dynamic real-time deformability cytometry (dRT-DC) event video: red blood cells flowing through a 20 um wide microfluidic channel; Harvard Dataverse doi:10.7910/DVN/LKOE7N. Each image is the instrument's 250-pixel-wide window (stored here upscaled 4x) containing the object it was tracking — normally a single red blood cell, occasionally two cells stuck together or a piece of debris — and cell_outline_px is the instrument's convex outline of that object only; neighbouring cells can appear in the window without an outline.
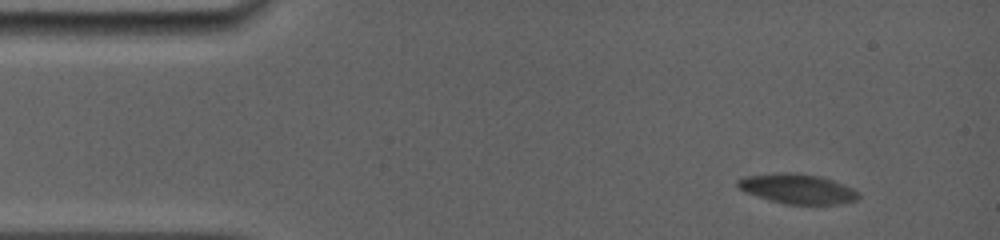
{"species": "common noctule bat (a hibernating species)", "species_latin": "Nyctalus noctula", "temperature_condition": "room temperature", "stored_images_in_passage": 30, "camera_frame_rate_fps": 5000, "um_per_image_px": 0.085, "animal": {"sex": "female", "body_mass_g": 19.0, "forearm_length_mm": 56.7}, "frame": {"image": 1, "passage_image": 1, "time_ms": 0.0, "image_size_px": [1000, 240], "cell_outline_px": [[860, 196], [856, 200], [836, 204], [784, 204], [748, 192], [740, 188], [736, 184], [736, 180], [744, 176], [776, 172], [792, 172], [820, 176], [832, 180], [852, 188], [860, 192]], "centroid_in_image_um": [67.79, 16.03], "position_along_channel_um": 17.2, "area_um2": 20.81}}
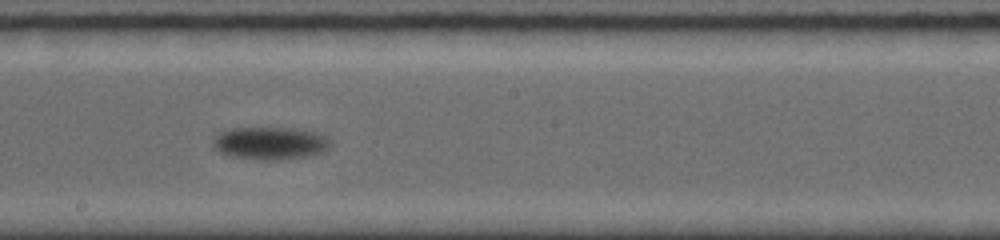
{"frame": {"image": 2, "passage_image": 13, "time_ms": 8.2, "image_size_px": [1000, 240], "cell_outline_px": [[332, 144], [324, 152], [308, 156], [268, 160], [260, 160], [232, 156], [220, 152], [212, 144], [212, 140], [220, 132], [232, 128], [292, 128], [316, 132], [332, 140]], "centroid_in_image_um": [22.99, 12.16], "position_along_channel_um": 225.2, "area_um2": 22.25}}
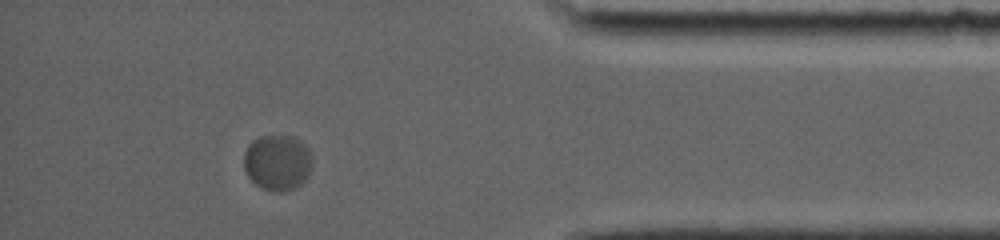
{"frame": {"image": 3, "passage_image": 26, "time_ms": 14.0, "image_size_px": [1000, 240], "cell_outline_px": [[312, 168], [308, 176], [296, 188], [284, 192], [276, 192], [264, 188], [256, 184], [248, 176], [244, 168], [244, 152], [248, 144], [252, 140], [260, 136], [292, 136], [300, 140], [312, 152]], "centroid_in_image_um": [23.61, 13.81], "position_along_channel_um": 411.6, "area_um2": 22.48}, "authors_computed_cell_mechanics": {"area_um2": 22.0218, "velocity_mm_per_s": 3.5772, "shape_relaxation_time_tau1_ms": 1.0012, "shape_relaxation_time_tau2_ms": null, "deformation_change_tau1": 0.0657, "deformation_change_tau2": null}}